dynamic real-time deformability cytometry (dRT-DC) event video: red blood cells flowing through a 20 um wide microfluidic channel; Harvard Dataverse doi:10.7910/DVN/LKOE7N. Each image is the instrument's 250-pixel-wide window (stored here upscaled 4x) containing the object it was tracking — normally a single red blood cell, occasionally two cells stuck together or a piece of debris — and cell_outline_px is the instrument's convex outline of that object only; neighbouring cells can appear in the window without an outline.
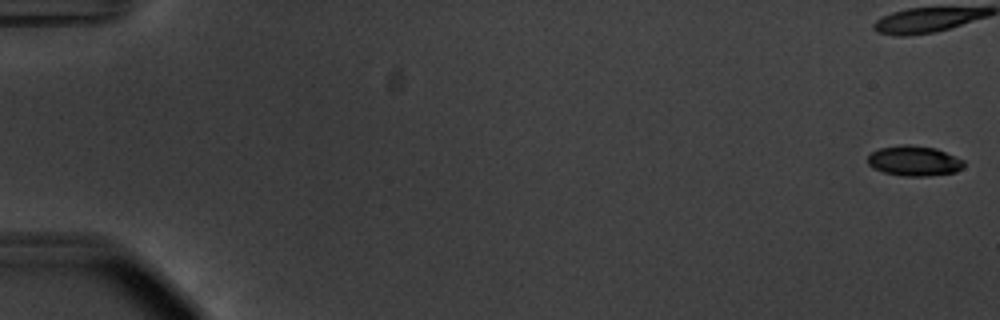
{"species": "common noctule bat (a hibernating species)", "species_latin": "Nyctalus noctula", "temperature_condition": "warm", "stored_images_in_passage": 12, "camera_frame_rate_fps": 3000, "um_per_image_px": 0.085, "animal": {"sex": "male", "body_mass_g": 20.1, "forearm_length_mm": 53.5}, "frame": {"image": 1, "passage_image": 1, "time_ms": 0.0, "image_size_px": [1000, 320], "cell_outline_px": [[964, 168], [956, 172], [928, 176], [904, 176], [884, 172], [872, 168], [868, 164], [868, 156], [872, 152], [880, 148], [900, 144], [912, 144], [936, 148], [964, 160]], "centroid_in_image_um": [77.71, 13.67], "position_along_channel_um": 7.3, "area_um2": 17.05}}